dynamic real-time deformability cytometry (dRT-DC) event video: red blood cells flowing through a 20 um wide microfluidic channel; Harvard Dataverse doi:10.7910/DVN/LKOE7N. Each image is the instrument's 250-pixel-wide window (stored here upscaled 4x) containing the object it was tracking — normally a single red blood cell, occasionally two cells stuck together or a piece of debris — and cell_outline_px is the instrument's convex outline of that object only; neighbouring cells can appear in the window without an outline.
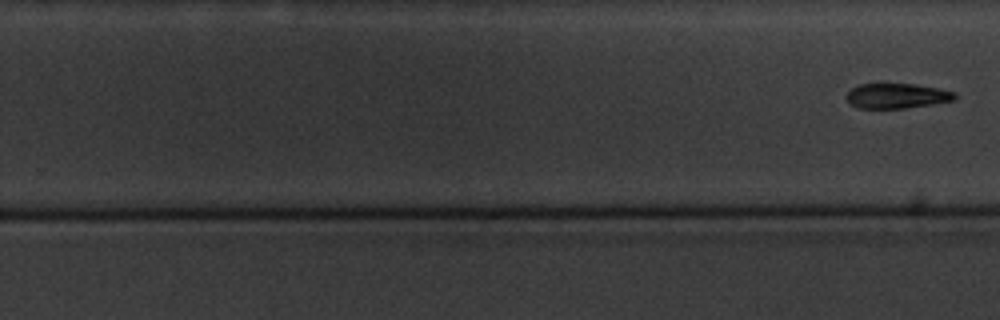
{"species": "common noctule bat (a hibernating species)", "species_latin": "Nyctalus noctula", "temperature_condition": "cold", "stored_images_in_passage": 13, "segment_of_instrument_passage": [2, 2], "camera_frame_rate_fps": 3000, "um_per_image_px": 0.085, "animal": {"sex": "male", "body_mass_g": 20.1, "forearm_length_mm": 53.5}, "frame": {"image": 1, "passage_image": 13, "time_ms": 14.0, "image_size_px": [1000, 320], "cell_outline_px": [[956, 100], [932, 104], [904, 108], [856, 108], [848, 104], [844, 96], [852, 88], [860, 84], [916, 84], [940, 88], [956, 92]], "centroid_in_image_um": [76.22, 8.15], "position_along_channel_um": 253.6, "area_um2": 16.01}}